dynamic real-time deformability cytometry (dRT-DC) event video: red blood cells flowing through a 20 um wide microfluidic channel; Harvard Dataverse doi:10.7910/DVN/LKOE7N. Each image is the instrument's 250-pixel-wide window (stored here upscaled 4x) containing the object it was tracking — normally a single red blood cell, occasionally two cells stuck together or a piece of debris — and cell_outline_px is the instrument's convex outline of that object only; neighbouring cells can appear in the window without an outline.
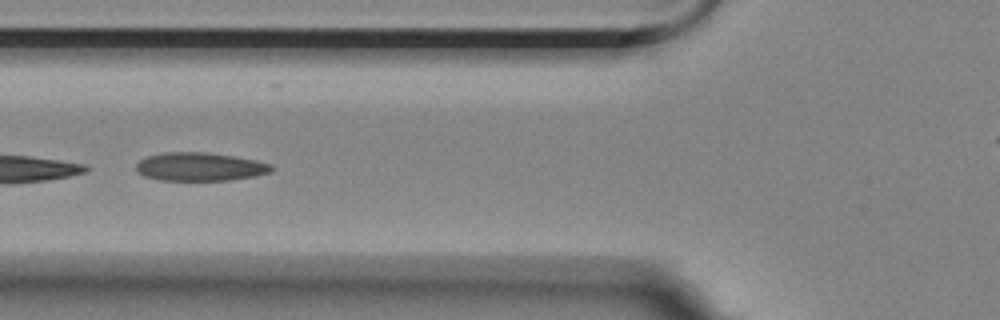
{"species": "Egyptian fruit bat (a non-hibernating species)", "species_latin": "Rousettus aegyptiacus", "temperature_condition": "room temperature", "stored_images_in_passage": 14, "camera_frame_rate_fps": 3000, "um_per_image_px": 0.085, "animal": {"sex": "female"}, "frame": {"image": 1, "passage_image": 5, "time_ms": 5.667, "image_size_px": [1000, 320], "cell_outline_px": [[276, 168], [272, 172], [256, 176], [228, 180], [160, 180], [144, 176], [136, 168], [136, 164], [140, 160], [148, 156], [164, 152], [208, 152], [236, 156], [256, 160], [272, 164]], "centroid_in_image_um": [17.06, 14.16], "position_along_channel_um": 108.7, "area_um2": 22.54}}
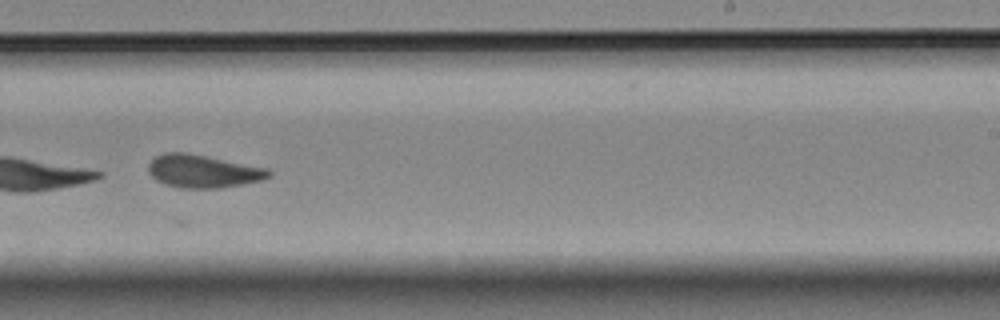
{"frame": {"image": 2, "passage_image": 9, "time_ms": 10.333, "image_size_px": [1000, 320], "cell_outline_px": [[272, 176], [260, 180], [220, 188], [180, 188], [164, 184], [156, 180], [148, 172], [148, 164], [156, 156], [164, 152], [184, 152], [268, 168], [272, 172]], "centroid_in_image_um": [17.23, 14.55], "position_along_channel_um": 271.8, "area_um2": 23.0}}
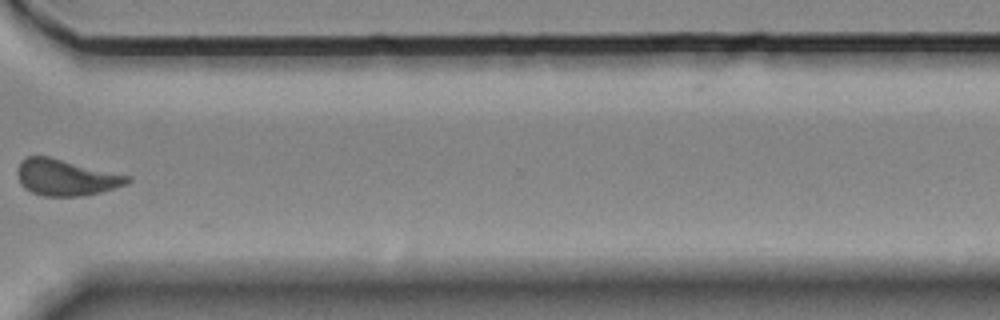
{"frame": {"image": 3, "passage_image": 11, "time_ms": 13.0, "image_size_px": [1000, 320], "cell_outline_px": [[132, 180], [128, 184], [100, 192], [80, 196], [44, 196], [32, 192], [24, 188], [20, 184], [16, 172], [20, 160], [28, 156], [48, 156], [132, 176]], "centroid_in_image_um": [5.6, 15.08], "position_along_channel_um": 365.0, "area_um2": 23.41}, "authors_computed_cell_mechanics": {"area_um2": 23.1489, "velocity_mm_per_s": 3.4935, "shape_relaxation_time_tau1_ms": 7.939, "shape_relaxation_time_tau2_ms": null, "deformation_change_tau1": 0.1366, "deformation_change_tau2": null}}